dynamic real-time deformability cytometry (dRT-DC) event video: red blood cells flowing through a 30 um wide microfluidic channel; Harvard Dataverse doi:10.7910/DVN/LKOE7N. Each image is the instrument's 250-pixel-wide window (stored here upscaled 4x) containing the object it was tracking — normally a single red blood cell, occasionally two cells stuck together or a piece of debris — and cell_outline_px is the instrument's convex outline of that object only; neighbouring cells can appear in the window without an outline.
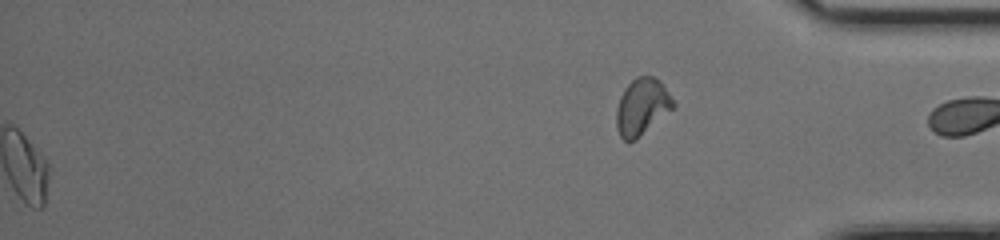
{"species": "common noctule bat (a hibernating species)", "species_latin": "Nyctalus noctula", "temperature_condition": "cold", "stored_images_in_passage": 40, "segment_of_instrument_passage": [2, 2], "camera_frame_rate_fps": 3000, "um_per_image_px": 0.085, "animal": {"sex": "female", "body_mass_g": 17.0, "forearm_length_mm": 48.0}, "frame": {"image": 1, "passage_image": 40, "time_ms": 13.0, "image_size_px": [1000, 240], "cell_outline_px": [[676, 108], [636, 140], [628, 144], [620, 136], [616, 128], [616, 108], [620, 96], [624, 88], [636, 76], [652, 76], [660, 80], [676, 104]], "centroid_in_image_um": [54.58, 9.11], "position_along_channel_um": 380.6, "area_um2": 19.31}}